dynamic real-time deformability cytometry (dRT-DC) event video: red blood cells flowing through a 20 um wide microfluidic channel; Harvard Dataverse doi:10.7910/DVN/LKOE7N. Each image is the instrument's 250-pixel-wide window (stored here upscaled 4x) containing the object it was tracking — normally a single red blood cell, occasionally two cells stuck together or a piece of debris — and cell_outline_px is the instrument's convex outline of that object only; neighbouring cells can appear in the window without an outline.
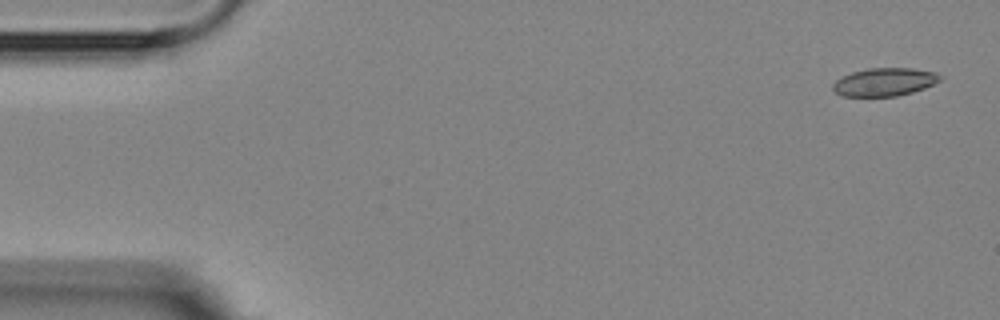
{"species": "Egyptian fruit bat (a non-hibernating species)", "species_latin": "Rousettus aegyptiacus", "temperature_condition": "room temperature", "stored_images_in_passage": 5, "camera_frame_rate_fps": 3000, "um_per_image_px": 0.085, "animal": {"sex": "female"}, "frame": {"image": 1, "passage_image": 1, "time_ms": 0.0, "image_size_px": [1000, 320], "cell_outline_px": [[940, 80], [924, 88], [912, 92], [896, 96], [840, 96], [832, 88], [832, 84], [836, 80], [852, 72], [868, 68], [912, 68], [936, 72], [940, 76]], "centroid_in_image_um": [75.16, 6.96], "position_along_channel_um": 9.8, "area_um2": 17.4}}